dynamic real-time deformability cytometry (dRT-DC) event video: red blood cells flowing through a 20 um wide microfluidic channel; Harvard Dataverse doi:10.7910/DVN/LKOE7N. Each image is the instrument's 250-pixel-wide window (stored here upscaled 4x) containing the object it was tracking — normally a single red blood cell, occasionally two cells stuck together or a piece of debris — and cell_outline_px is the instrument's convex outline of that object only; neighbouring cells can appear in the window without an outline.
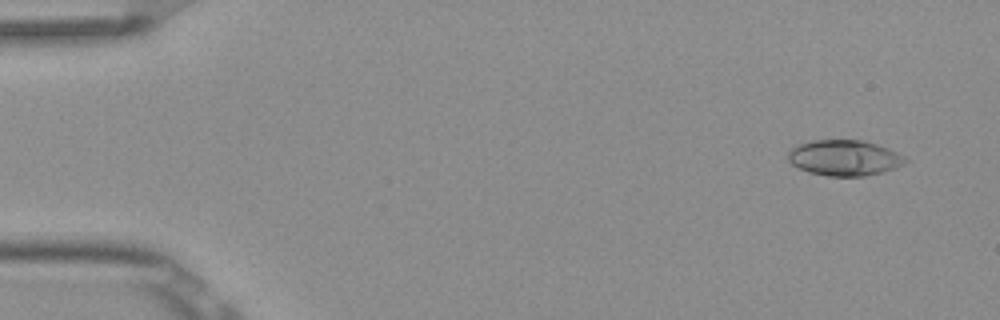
{"species": "Egyptian fruit bat (a non-hibernating species)", "species_latin": "Rousettus aegyptiacus", "temperature_condition": "room temperature", "stored_images_in_passage": 4, "camera_frame_rate_fps": 3000, "um_per_image_px": 0.085, "frame": {"image": 1, "passage_image": 1, "time_ms": 0.0, "image_size_px": [1000, 320], "cell_outline_px": [[908, 160], [904, 164], [896, 168], [864, 176], [828, 176], [808, 172], [792, 164], [788, 160], [788, 152], [796, 144], [812, 140], [864, 140], [888, 148], [904, 156]], "centroid_in_image_um": [71.76, 13.41], "position_along_channel_um": 13.2, "area_um2": 24.39}}